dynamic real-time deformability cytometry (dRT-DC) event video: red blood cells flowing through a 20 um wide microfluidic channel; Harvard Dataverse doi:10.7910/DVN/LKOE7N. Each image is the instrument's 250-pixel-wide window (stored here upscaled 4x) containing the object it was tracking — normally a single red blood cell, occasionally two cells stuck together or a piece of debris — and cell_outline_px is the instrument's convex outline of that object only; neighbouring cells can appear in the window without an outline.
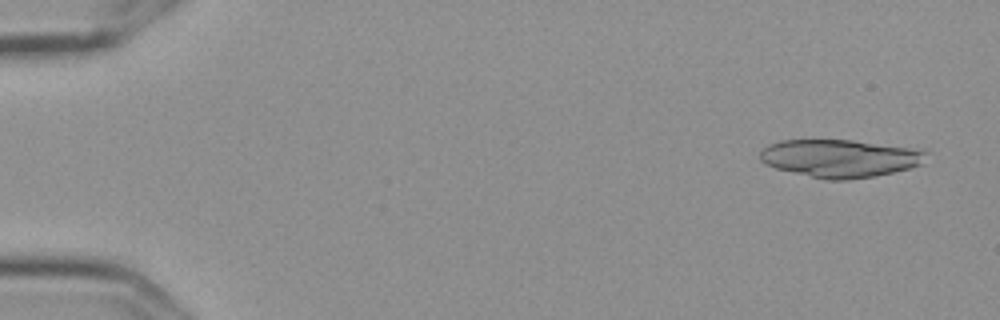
{"species": "Egyptian fruit bat (a non-hibernating species)", "species_latin": "Rousettus aegyptiacus", "temperature_condition": "cold", "stored_images_in_passage": 6, "camera_frame_rate_fps": 3000, "um_per_image_px": 0.085, "frame": {"image": 1, "passage_image": 1, "time_ms": 0.0, "image_size_px": [1000, 320], "cell_outline_px": [[928, 152], [920, 164], [908, 168], [892, 172], [872, 176], [848, 180], [824, 180], [776, 168], [764, 164], [760, 160], [760, 152], [768, 144], [780, 140], [852, 140], [908, 148]], "centroid_in_image_um": [71.31, 13.46], "position_along_channel_um": 13.7, "area_um2": 36.18}}